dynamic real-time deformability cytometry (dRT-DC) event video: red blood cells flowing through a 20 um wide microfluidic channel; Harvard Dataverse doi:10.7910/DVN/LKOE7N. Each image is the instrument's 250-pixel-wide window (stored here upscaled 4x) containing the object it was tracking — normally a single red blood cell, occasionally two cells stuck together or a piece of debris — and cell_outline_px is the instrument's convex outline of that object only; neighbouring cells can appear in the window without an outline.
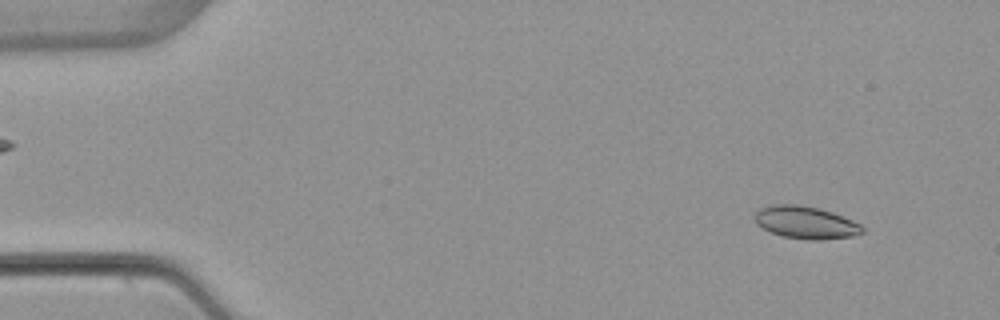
{"species": "common noctule bat (a hibernating species)", "species_latin": "Nyctalus noctula", "temperature_condition": "warm", "stored_images_in_passage": 3, "camera_frame_rate_fps": 3000, "um_per_image_px": 0.085, "animal": {"sex": "female", "body_mass_g": 22.7, "forearm_length_mm": 54.2}, "frame": {"image": 1, "passage_image": 1, "time_ms": 0.0, "image_size_px": [1000, 320], "cell_outline_px": [[864, 232], [852, 236], [820, 240], [808, 240], [780, 236], [756, 224], [752, 216], [760, 208], [772, 204], [796, 204], [820, 208], [832, 212], [852, 220], [860, 224], [864, 228]], "centroid_in_image_um": [68.46, 18.91], "position_along_channel_um": 16.5, "area_um2": 20.52}}
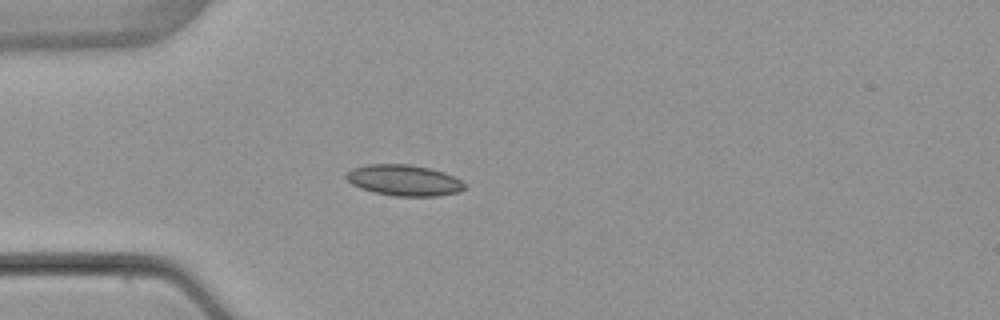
{"frame": {"image": 2, "passage_image": 3, "time_ms": 3.333, "image_size_px": [1000, 320], "cell_outline_px": [[464, 188], [460, 192], [436, 196], [396, 196], [376, 192], [360, 188], [352, 184], [344, 176], [352, 168], [368, 164], [408, 164], [428, 168], [444, 172], [460, 180], [464, 184]], "centroid_in_image_um": [34.32, 15.32], "position_along_channel_um": 50.7, "area_um2": 21.15}}